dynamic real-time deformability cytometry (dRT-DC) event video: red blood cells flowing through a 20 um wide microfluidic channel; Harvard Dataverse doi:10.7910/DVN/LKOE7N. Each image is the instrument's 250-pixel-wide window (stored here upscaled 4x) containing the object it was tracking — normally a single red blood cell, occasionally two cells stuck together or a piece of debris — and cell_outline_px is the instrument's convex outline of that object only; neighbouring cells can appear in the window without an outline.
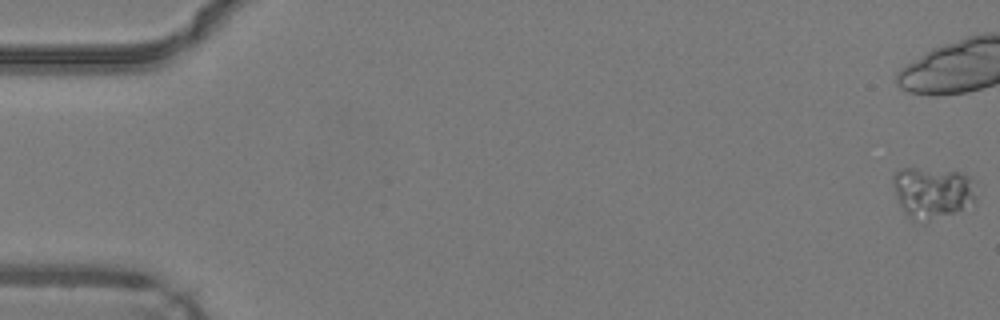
{"species": "common noctule bat (a hibernating species)", "species_latin": "Nyctalus noctula", "temperature_condition": "warm", "stored_images_in_passage": 15, "camera_frame_rate_fps": 3000, "um_per_image_px": 0.085, "animal": {"sex": "male", "body_mass_g": 19.2, "forearm_length_mm": 51.8}, "frame": {"image": 1, "passage_image": 1, "time_ms": 0.0, "image_size_px": [1000, 320], "cell_outline_px": [[976, 200], [952, 212], [912, 224], [900, 204], [896, 196], [892, 184], [892, 176], [900, 168], [916, 168], [960, 172], [968, 176], [976, 196]], "centroid_in_image_um": [79.17, 16.35], "position_along_channel_um": 5.8, "area_um2": 24.33}}